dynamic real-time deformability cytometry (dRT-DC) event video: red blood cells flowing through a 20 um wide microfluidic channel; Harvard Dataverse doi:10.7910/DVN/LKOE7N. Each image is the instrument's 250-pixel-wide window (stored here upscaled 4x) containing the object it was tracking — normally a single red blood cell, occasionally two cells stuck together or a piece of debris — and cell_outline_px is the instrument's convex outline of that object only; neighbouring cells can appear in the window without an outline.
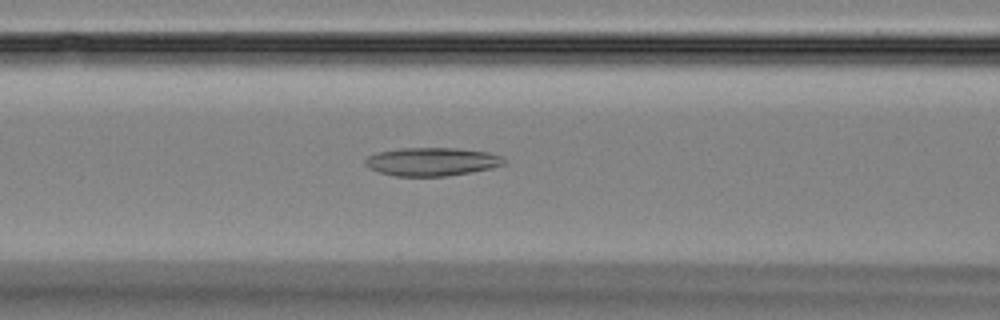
{"species": "Egyptian fruit bat (a non-hibernating species)", "species_latin": "Rousettus aegyptiacus", "temperature_condition": "room temperature", "stored_images_in_passage": 52, "segment_of_instrument_passage": [1, 2], "camera_frame_rate_fps": 3000, "um_per_image_px": 0.085, "animal": {"sex": "female"}, "frame": {"image": 1, "passage_image": 19, "time_ms": 6.0, "image_size_px": [1000, 320], "cell_outline_px": [[508, 160], [504, 164], [492, 168], [472, 172], [444, 176], [396, 176], [380, 172], [368, 168], [364, 164], [364, 160], [368, 156], [376, 152], [400, 148], [456, 148], [488, 152], [504, 156]], "centroid_in_image_um": [36.73, 13.73], "position_along_channel_um": 129.9, "area_um2": 23.12}}
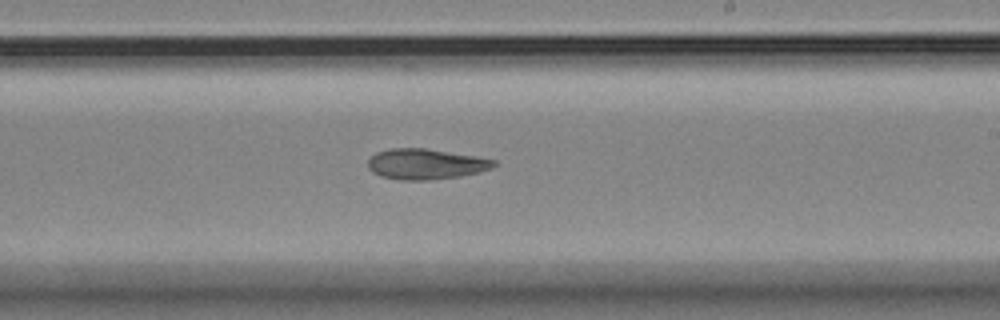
{"frame": {"image": 2, "passage_image": 29, "time_ms": 9.333, "image_size_px": [1000, 320], "cell_outline_px": [[496, 164], [492, 168], [480, 172], [460, 176], [428, 180], [400, 180], [380, 176], [372, 172], [368, 168], [368, 160], [376, 152], [388, 148], [428, 148], [476, 156], [496, 160]], "centroid_in_image_um": [36.18, 13.94], "position_along_channel_um": 252.8, "area_um2": 22.6}}
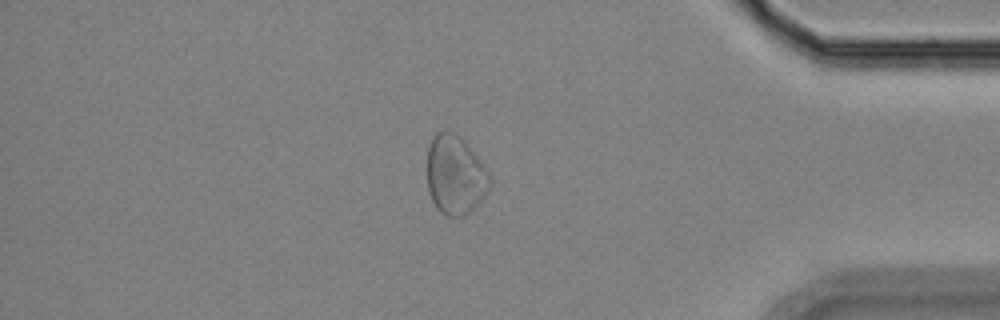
{"frame": {"image": 3, "passage_image": 43, "time_ms": 14.0, "image_size_px": [1000, 320], "cell_outline_px": [[492, 184], [484, 196], [464, 216], [448, 216], [440, 212], [436, 208], [428, 192], [428, 144], [432, 136], [436, 132], [452, 132], [460, 136], [464, 140], [488, 168], [492, 180]], "centroid_in_image_um": [38.71, 14.86], "position_along_channel_um": 396.5, "area_um2": 29.07}}